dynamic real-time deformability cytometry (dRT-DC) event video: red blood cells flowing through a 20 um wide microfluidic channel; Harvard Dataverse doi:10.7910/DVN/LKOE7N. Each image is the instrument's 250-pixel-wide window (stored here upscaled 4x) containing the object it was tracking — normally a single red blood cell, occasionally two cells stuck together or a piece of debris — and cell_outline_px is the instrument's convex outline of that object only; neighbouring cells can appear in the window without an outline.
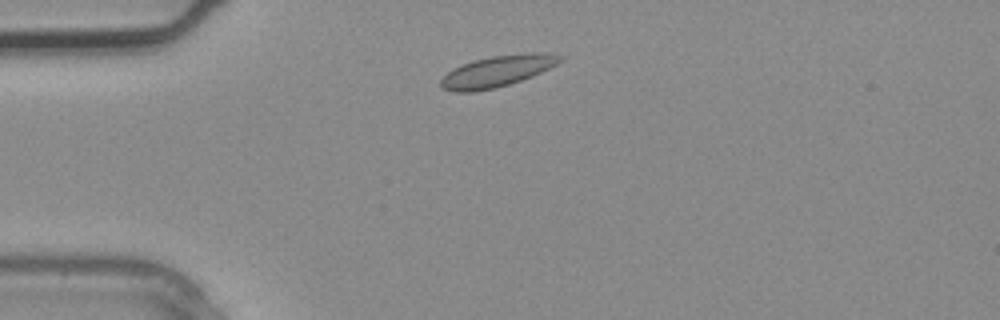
{"species": "common noctule bat (a hibernating species)", "species_latin": "Nyctalus noctula", "temperature_condition": "warm", "stored_images_in_passage": 1, "camera_frame_rate_fps": 3000, "um_per_image_px": 0.085, "animal": {"sex": "male", "body_mass_g": 20.4}, "frame": {"image": 1, "passage_image": 1, "time_ms": 0.0, "image_size_px": [1000, 320], "cell_outline_px": [[564, 60], [532, 76], [496, 88], [472, 92], [456, 92], [440, 88], [440, 80], [448, 72], [472, 60], [492, 56], [528, 52], [552, 52], [564, 56]], "centroid_in_image_um": [42.3, 6.04], "position_along_channel_um": 42.7, "area_um2": 21.73}}